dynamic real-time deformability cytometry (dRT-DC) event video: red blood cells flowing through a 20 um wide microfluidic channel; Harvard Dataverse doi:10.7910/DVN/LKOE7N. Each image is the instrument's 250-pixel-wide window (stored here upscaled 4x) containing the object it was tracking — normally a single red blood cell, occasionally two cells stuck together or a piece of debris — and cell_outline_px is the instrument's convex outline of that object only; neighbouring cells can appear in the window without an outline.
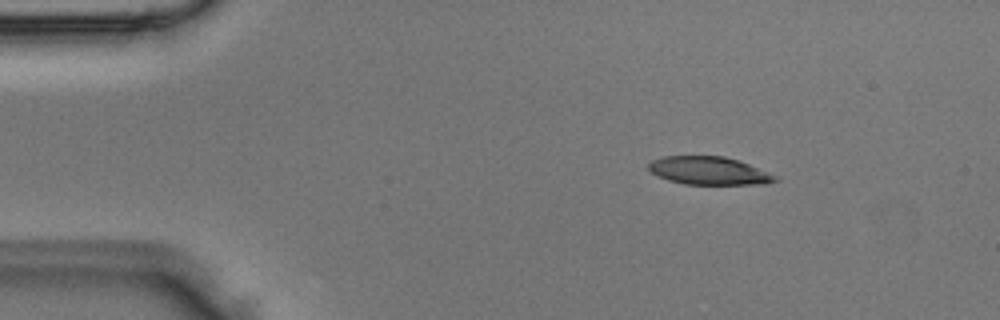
{"species": "Egyptian fruit bat (a non-hibernating species)", "species_latin": "Rousettus aegyptiacus", "temperature_condition": "room temperature", "stored_images_in_passage": 3, "camera_frame_rate_fps": 3000, "um_per_image_px": 0.085, "animal": {"sex": "male"}, "frame": {"image": 1, "passage_image": 1, "time_ms": 0.0, "image_size_px": [1000, 320], "cell_outline_px": [[780, 180], [764, 184], [684, 184], [668, 180], [652, 172], [648, 168], [648, 164], [652, 160], [664, 156], [724, 156], [740, 160], [780, 176]], "centroid_in_image_um": [60.34, 14.51], "position_along_channel_um": 24.7, "area_um2": 20.87}}